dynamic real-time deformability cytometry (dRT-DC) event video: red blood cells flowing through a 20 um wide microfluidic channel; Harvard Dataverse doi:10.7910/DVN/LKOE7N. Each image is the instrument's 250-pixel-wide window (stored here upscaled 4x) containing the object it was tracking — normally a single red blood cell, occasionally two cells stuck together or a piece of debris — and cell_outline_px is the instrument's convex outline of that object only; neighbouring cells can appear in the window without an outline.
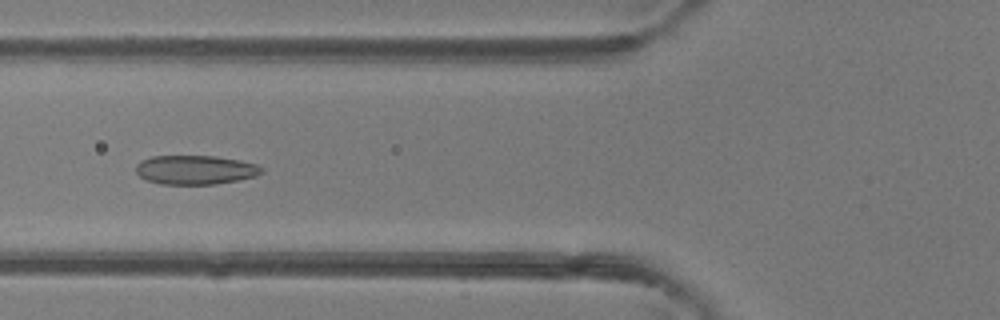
{"species": "common noctule bat (a hibernating species)", "species_latin": "Nyctalus noctula", "temperature_condition": "room temperature", "stored_images_in_passage": 38, "camera_frame_rate_fps": 3000, "um_per_image_px": 0.085, "animal": {"sex": "female"}, "frame": {"image": 1, "passage_image": 9, "time_ms": 2.667, "image_size_px": [1000, 320], "cell_outline_px": [[264, 172], [256, 176], [216, 184], [160, 184], [148, 180], [140, 176], [136, 172], [136, 164], [140, 160], [152, 156], [216, 156], [240, 160], [256, 164], [264, 168]], "centroid_in_image_um": [16.61, 14.43], "position_along_channel_um": 109.2, "area_um2": 21.39}}
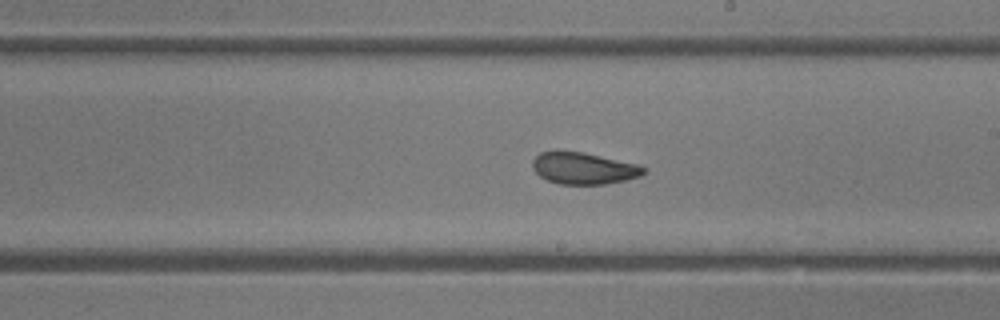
{"frame": {"image": 2, "passage_image": 18, "time_ms": 5.667, "image_size_px": [1000, 320], "cell_outline_px": [[648, 172], [640, 176], [624, 180], [604, 184], [560, 184], [548, 180], [540, 176], [532, 168], [532, 160], [540, 152], [584, 152], [640, 164], [648, 168]], "centroid_in_image_um": [49.67, 14.31], "position_along_channel_um": 239.3, "area_um2": 20.58}}
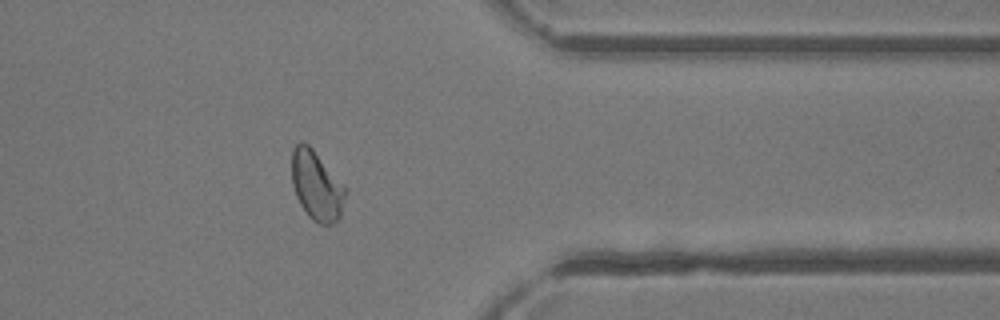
{"frame": {"image": 3, "passage_image": 29, "time_ms": 9.333, "image_size_px": [1000, 320], "cell_outline_px": [[348, 192], [340, 216], [332, 224], [320, 224], [312, 220], [308, 216], [300, 204], [296, 196], [292, 184], [292, 148], [300, 140], [304, 140], [312, 148], [348, 188]], "centroid_in_image_um": [26.92, 15.76], "position_along_channel_um": 384.5, "area_um2": 22.08}, "authors_computed_cell_mechanics": {"area_um2": 21.6461, "velocity_mm_per_s": 4.3321, "shape_relaxation_time_tau1_ms": 5.1587, "shape_relaxation_time_tau2_ms": 1.0695, "deformation_change_tau1": 0.1348, "deformation_change_tau2": 0.0624}}